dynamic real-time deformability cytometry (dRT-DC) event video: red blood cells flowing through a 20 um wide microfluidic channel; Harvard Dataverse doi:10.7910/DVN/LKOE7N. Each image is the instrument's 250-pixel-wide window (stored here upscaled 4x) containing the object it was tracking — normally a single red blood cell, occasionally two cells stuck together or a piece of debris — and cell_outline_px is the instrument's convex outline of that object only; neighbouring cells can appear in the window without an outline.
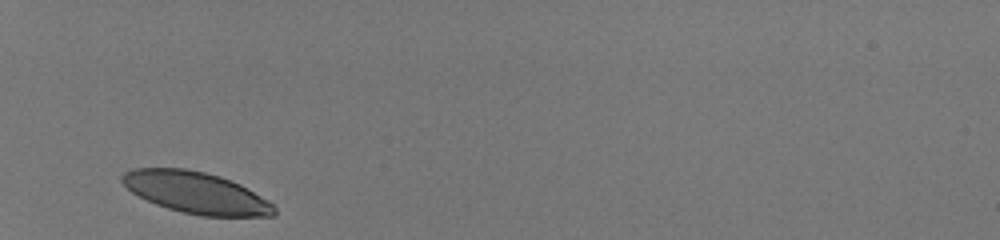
{"species": "human", "species_latin": "Homo sapiens", "temperature_condition": "room temperature", "stored_images_in_passage": 28, "camera_frame_rate_fps": 3000, "um_per_image_px": 0.085, "donor": {"sex": "male"}, "frame": {"image": 1, "passage_image": 1, "time_ms": 0.0, "image_size_px": [1000, 240], "cell_outline_px": [[276, 216], [200, 216], [168, 208], [156, 204], [132, 192], [120, 180], [120, 176], [124, 172], [132, 168], [184, 168], [204, 172], [220, 176], [240, 184], [276, 204]], "centroid_in_image_um": [16.7, 16.37], "position_along_channel_um": 68.3, "area_um2": 36.82}}
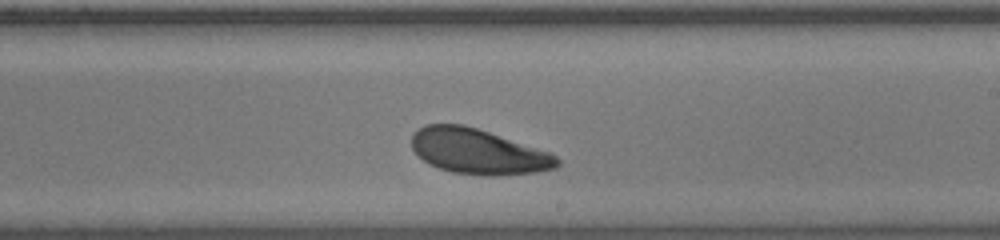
{"frame": {"image": 2, "passage_image": 16, "time_ms": 5.0, "image_size_px": [1000, 240], "cell_outline_px": [[560, 164], [556, 168], [536, 172], [492, 176], [488, 176], [452, 172], [428, 164], [412, 148], [412, 132], [424, 124], [464, 124], [552, 152], [560, 160]], "centroid_in_image_um": [40.66, 12.87], "position_along_channel_um": 248.3, "area_um2": 38.49}}
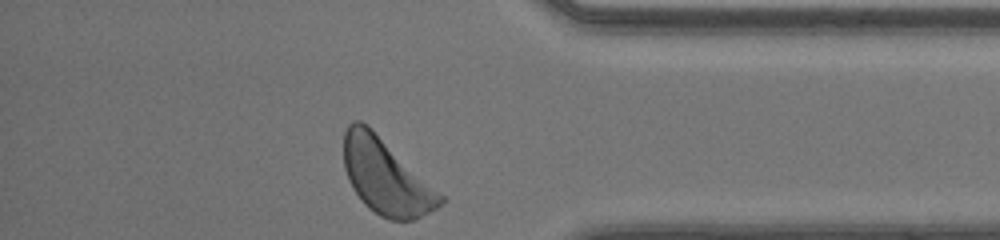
{"frame": {"image": 3, "passage_image": 28, "time_ms": 9.0, "image_size_px": [1000, 240], "cell_outline_px": [[448, 200], [436, 208], [412, 220], [388, 220], [380, 216], [368, 208], [364, 204], [352, 188], [348, 180], [344, 168], [344, 132], [348, 124], [352, 120], [360, 120], [368, 124], [444, 196]], "centroid_in_image_um": [32.78, 15.0], "position_along_channel_um": 402.4, "area_um2": 42.43}, "authors_computed_cell_mechanics": {"area_um2": 38.6971, "velocity_mm_per_s": 4.0281, "shape_relaxation_time_tau1_ms": 2.5238, "shape_relaxation_time_tau2_ms": null, "deformation_change_tau1": 0.1057, "deformation_change_tau2": null}}